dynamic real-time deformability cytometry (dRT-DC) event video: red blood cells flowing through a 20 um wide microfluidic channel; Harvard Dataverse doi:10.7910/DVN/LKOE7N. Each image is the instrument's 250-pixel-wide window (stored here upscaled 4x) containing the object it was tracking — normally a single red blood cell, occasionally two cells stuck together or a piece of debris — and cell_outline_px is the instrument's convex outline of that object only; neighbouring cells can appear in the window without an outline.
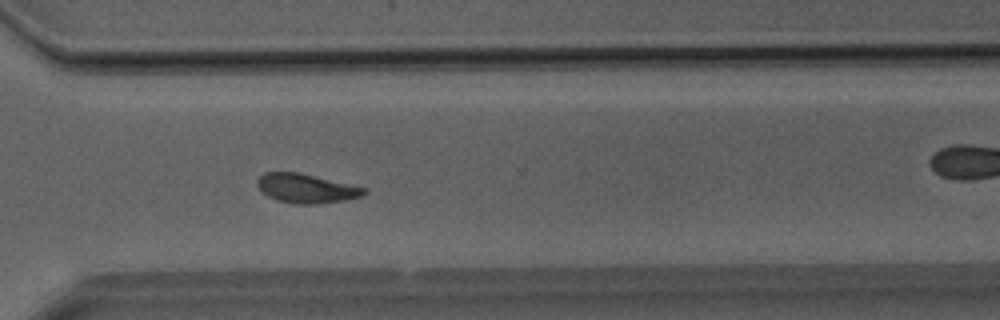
{"species": "Egyptian fruit bat (a non-hibernating species)", "species_latin": "Rousettus aegyptiacus", "temperature_condition": "room temperature", "stored_images_in_passage": 40, "camera_frame_rate_fps": 3000, "um_per_image_px": 0.085, "animal": {"sex": "male"}, "frame": {"image": 1, "passage_image": 29, "time_ms": 9.333, "image_size_px": [1000, 320], "cell_outline_px": [[368, 192], [360, 196], [344, 200], [316, 204], [296, 204], [276, 200], [268, 196], [256, 184], [256, 180], [264, 172], [300, 172], [368, 188]], "centroid_in_image_um": [26.04, 16.0], "position_along_channel_um": 344.6, "area_um2": 18.21}}